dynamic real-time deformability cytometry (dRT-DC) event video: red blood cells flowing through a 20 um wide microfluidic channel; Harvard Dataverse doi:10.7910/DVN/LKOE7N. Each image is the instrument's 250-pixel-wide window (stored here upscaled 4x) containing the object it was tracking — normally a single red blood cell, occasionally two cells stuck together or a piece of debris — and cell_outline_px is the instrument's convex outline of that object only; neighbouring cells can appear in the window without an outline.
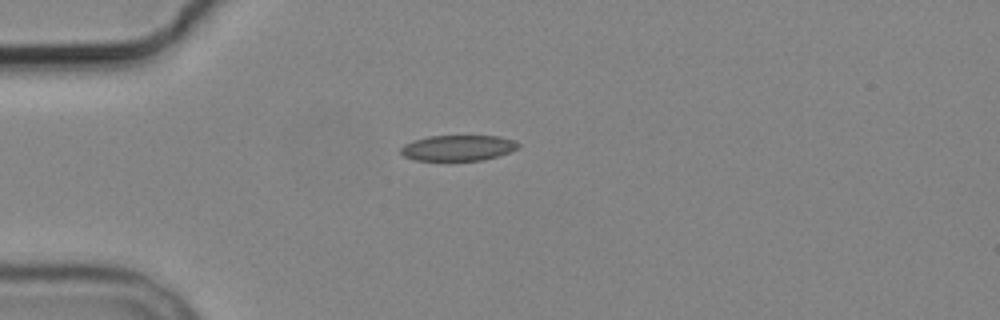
{"species": "common noctule bat (a hibernating species)", "species_latin": "Nyctalus noctula", "temperature_condition": "cold", "stored_images_in_passage": 3, "camera_frame_rate_fps": 3000, "um_per_image_px": 0.085, "animal": {"sex": "male", "body_mass_g": 19.2, "forearm_length_mm": 51.8}, "frame": {"image": 1, "passage_image": 1, "time_ms": 0.0, "image_size_px": [1000, 320], "cell_outline_px": [[520, 144], [516, 148], [508, 152], [496, 156], [480, 160], [416, 160], [404, 156], [400, 152], [400, 148], [404, 144], [428, 136], [500, 136], [516, 140]], "centroid_in_image_um": [38.93, 12.56], "position_along_channel_um": 46.1, "area_um2": 17.34}}
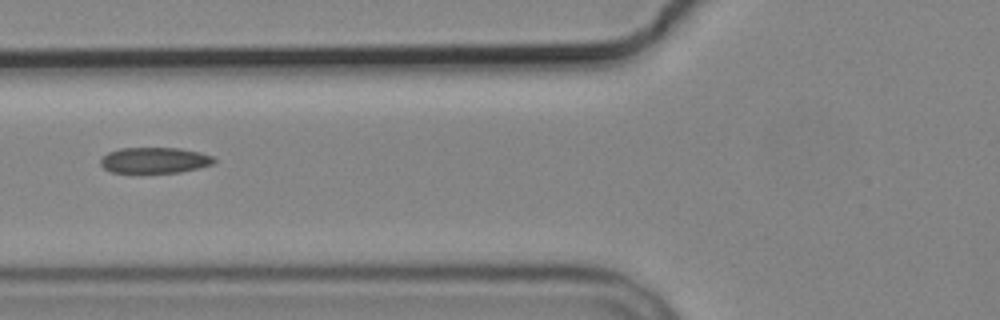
{"frame": {"image": 2, "passage_image": 3, "time_ms": 2.333, "image_size_px": [1000, 320], "cell_outline_px": [[216, 160], [212, 164], [200, 168], [180, 172], [112, 172], [104, 168], [100, 164], [100, 160], [108, 152], [120, 148], [180, 148], [200, 152], [212, 156]], "centroid_in_image_um": [13.16, 13.61], "position_along_channel_um": 112.6, "area_um2": 16.99}}